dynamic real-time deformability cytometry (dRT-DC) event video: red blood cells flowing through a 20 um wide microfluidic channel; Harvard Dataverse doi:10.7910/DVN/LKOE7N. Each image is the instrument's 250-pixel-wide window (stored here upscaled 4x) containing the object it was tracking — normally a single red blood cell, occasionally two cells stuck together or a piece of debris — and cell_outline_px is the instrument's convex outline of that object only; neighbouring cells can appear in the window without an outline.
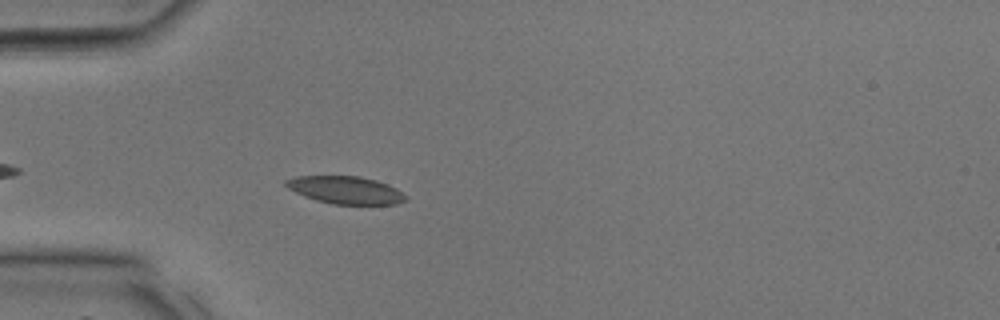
{"species": "common noctule bat (a hibernating species)", "species_latin": "Nyctalus noctula", "temperature_condition": "room temperature", "stored_images_in_passage": 27, "camera_frame_rate_fps": 3000, "um_per_image_px": 0.085, "animal": {"sex": "male", "body_mass_g": 17.9, "forearm_length_mm": 54.2}, "frame": {"image": 1, "passage_image": 3, "time_ms": 0.667, "image_size_px": [1000, 320], "cell_outline_px": [[408, 200], [396, 204], [332, 204], [316, 200], [304, 196], [288, 188], [284, 184], [284, 180], [296, 176], [360, 176], [376, 180], [388, 184], [396, 188], [408, 196]], "centroid_in_image_um": [29.4, 16.15], "position_along_channel_um": 55.6, "area_um2": 19.36}}
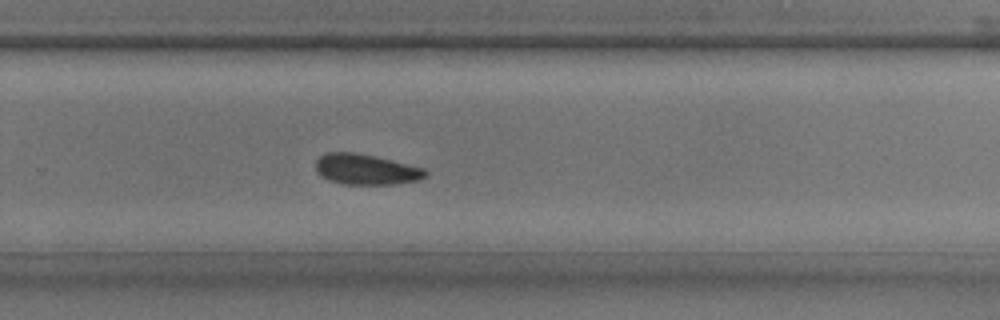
{"frame": {"image": 2, "passage_image": 16, "time_ms": 5.0, "image_size_px": [1000, 320], "cell_outline_px": [[428, 172], [420, 180], [392, 184], [344, 184], [328, 180], [320, 176], [316, 172], [316, 160], [324, 152], [352, 152], [376, 156], [424, 168]], "centroid_in_image_um": [31.07, 14.39], "position_along_channel_um": 298.7, "area_um2": 19.59}}
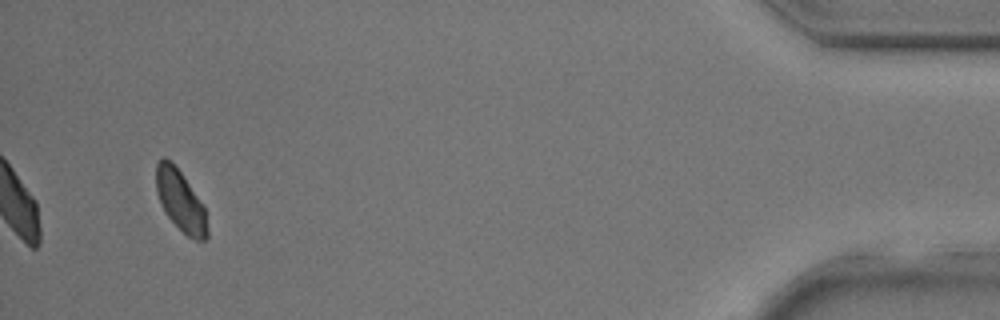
{"frame": {"image": 3, "passage_image": 26, "time_ms": 8.333, "image_size_px": [1000, 320], "cell_outline_px": [[208, 236], [204, 240], [196, 240], [188, 236], [168, 216], [160, 204], [156, 192], [156, 164], [164, 156], [184, 176], [204, 208], [208, 228]], "centroid_in_image_um": [15.33, 17.07], "position_along_channel_um": 419.9, "area_um2": 17.74}}